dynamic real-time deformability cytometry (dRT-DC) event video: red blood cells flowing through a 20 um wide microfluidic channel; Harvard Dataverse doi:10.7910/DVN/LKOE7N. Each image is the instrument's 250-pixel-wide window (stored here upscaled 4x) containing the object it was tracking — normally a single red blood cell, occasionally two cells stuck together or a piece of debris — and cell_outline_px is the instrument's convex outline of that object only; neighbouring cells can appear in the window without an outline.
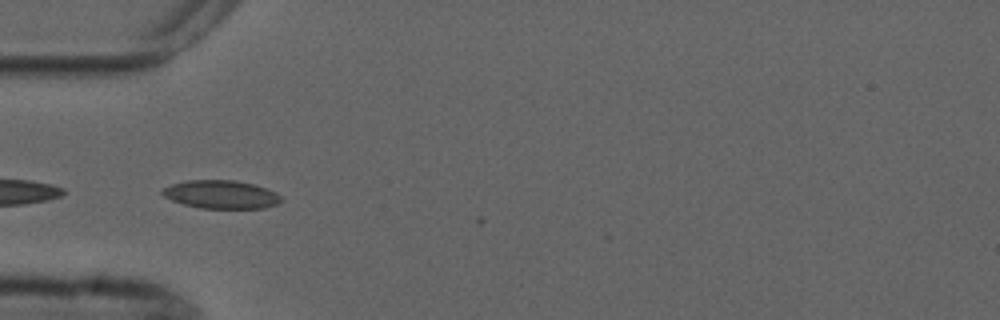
{"species": "common noctule bat (a hibernating species)", "species_latin": "Nyctalus noctula", "temperature_condition": "cold", "stored_images_in_passage": 6, "camera_frame_rate_fps": 3000, "um_per_image_px": 0.085, "animal": {"sex": "male", "forearm_length_mm": 52.5}, "frame": {"image": 1, "passage_image": 4, "time_ms": 4.667, "image_size_px": [1000, 320], "cell_outline_px": [[280, 200], [276, 204], [264, 208], [200, 208], [184, 204], [172, 200], [164, 196], [160, 192], [164, 188], [172, 184], [188, 180], [236, 180], [252, 184], [276, 192], [280, 196]], "centroid_in_image_um": [18.77, 16.52], "position_along_channel_um": 66.2, "area_um2": 19.31}}
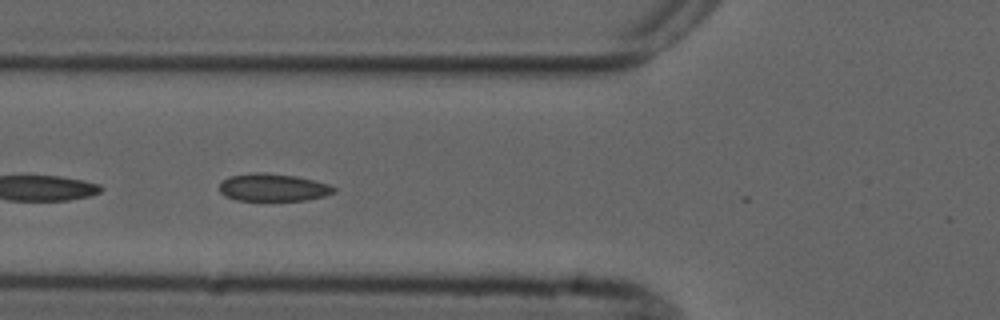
{"frame": {"image": 2, "passage_image": 5, "time_ms": 5.667, "image_size_px": [1000, 320], "cell_outline_px": [[336, 192], [324, 196], [304, 200], [236, 200], [224, 196], [220, 192], [220, 184], [228, 176], [256, 172], [264, 172], [296, 176], [328, 184], [336, 188]], "centroid_in_image_um": [23.2, 15.93], "position_along_channel_um": 102.6, "area_um2": 18.32}}